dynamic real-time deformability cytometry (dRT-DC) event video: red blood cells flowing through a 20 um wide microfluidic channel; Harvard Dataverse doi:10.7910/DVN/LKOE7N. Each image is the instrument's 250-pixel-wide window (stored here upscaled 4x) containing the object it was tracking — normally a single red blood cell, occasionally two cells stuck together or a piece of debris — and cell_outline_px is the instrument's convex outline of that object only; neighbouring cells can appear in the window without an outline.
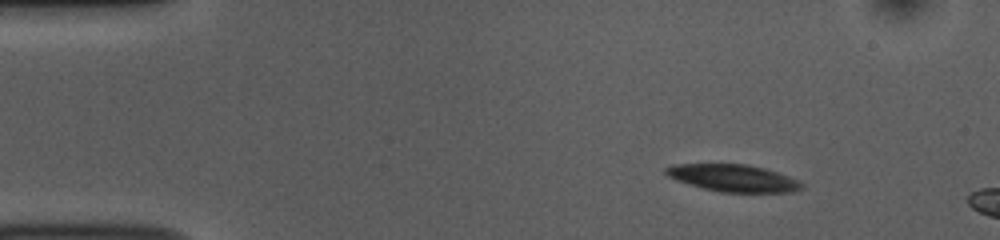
{"species": "common noctule bat (a hibernating species)", "species_latin": "Nyctalus noctula", "temperature_condition": "room temperature", "stored_images_in_passage": 6, "camera_frame_rate_fps": 3000, "um_per_image_px": 0.085, "animal": {"sex": "female", "body_mass_g": 10.0, "forearm_length_mm": 53.1}, "frame": {"image": 1, "passage_image": 1, "time_ms": 0.0, "image_size_px": [1000, 240], "cell_outline_px": [[804, 184], [800, 188], [784, 192], [724, 192], [704, 188], [668, 176], [664, 172], [664, 168], [676, 164], [744, 164], [764, 168], [776, 172], [796, 180]], "centroid_in_image_um": [62.29, 15.12], "position_along_channel_um": 22.7, "area_um2": 20.75}}